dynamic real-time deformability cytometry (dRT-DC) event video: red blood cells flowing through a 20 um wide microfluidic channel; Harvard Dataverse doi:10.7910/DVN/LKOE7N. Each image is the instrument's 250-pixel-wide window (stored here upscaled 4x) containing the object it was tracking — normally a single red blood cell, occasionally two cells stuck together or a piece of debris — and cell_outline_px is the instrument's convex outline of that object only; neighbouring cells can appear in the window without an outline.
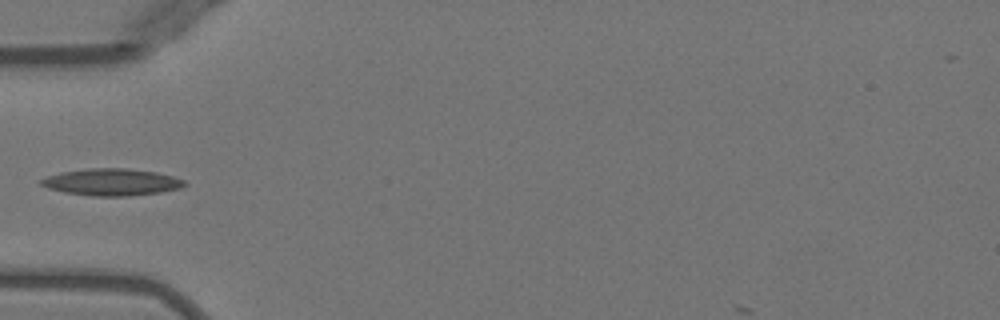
{"species": "Egyptian fruit bat (a non-hibernating species)", "species_latin": "Rousettus aegyptiacus", "temperature_condition": "warm", "stored_images_in_passage": 35, "camera_frame_rate_fps": 3000, "um_per_image_px": 0.085, "animal": {"sex": "female"}, "frame": {"image": 1, "passage_image": 1, "time_ms": 0.0, "image_size_px": [1000, 320], "cell_outline_px": [[188, 184], [180, 188], [160, 192], [128, 196], [92, 196], [64, 192], [48, 188], [40, 184], [36, 180], [60, 172], [88, 168], [124, 168], [156, 172], [172, 176], [184, 180]], "centroid_in_image_um": [9.46, 15.48], "position_along_channel_um": 75.5, "area_um2": 22.54}}
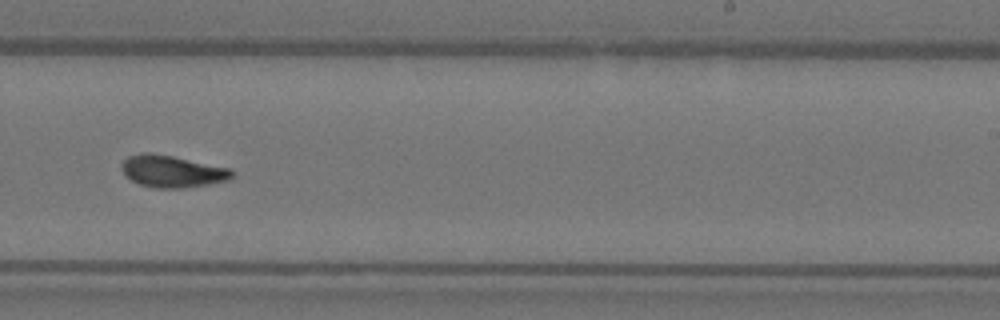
{"frame": {"image": 2, "passage_image": 16, "time_ms": 5.0, "image_size_px": [1000, 320], "cell_outline_px": [[236, 176], [232, 180], [184, 188], [152, 188], [140, 184], [124, 176], [120, 168], [120, 164], [128, 156], [140, 152], [152, 152], [172, 156], [228, 168], [236, 172]], "centroid_in_image_um": [14.62, 14.57], "position_along_channel_um": 274.4, "area_um2": 20.92}}
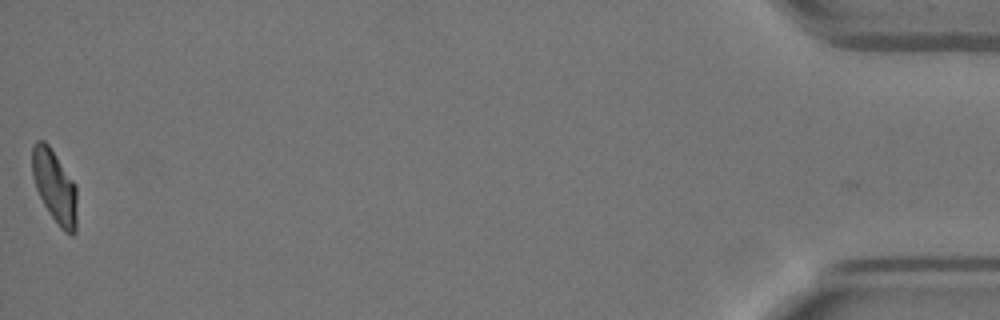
{"frame": {"image": 3, "passage_image": 35, "time_ms": 11.333, "image_size_px": [1000, 320], "cell_outline_px": [[76, 232], [72, 236], [64, 232], [60, 228], [48, 212], [36, 188], [32, 176], [32, 144], [36, 140], [44, 140], [48, 144], [76, 184]], "centroid_in_image_um": [4.64, 15.86], "position_along_channel_um": 430.6, "area_um2": 19.13}}